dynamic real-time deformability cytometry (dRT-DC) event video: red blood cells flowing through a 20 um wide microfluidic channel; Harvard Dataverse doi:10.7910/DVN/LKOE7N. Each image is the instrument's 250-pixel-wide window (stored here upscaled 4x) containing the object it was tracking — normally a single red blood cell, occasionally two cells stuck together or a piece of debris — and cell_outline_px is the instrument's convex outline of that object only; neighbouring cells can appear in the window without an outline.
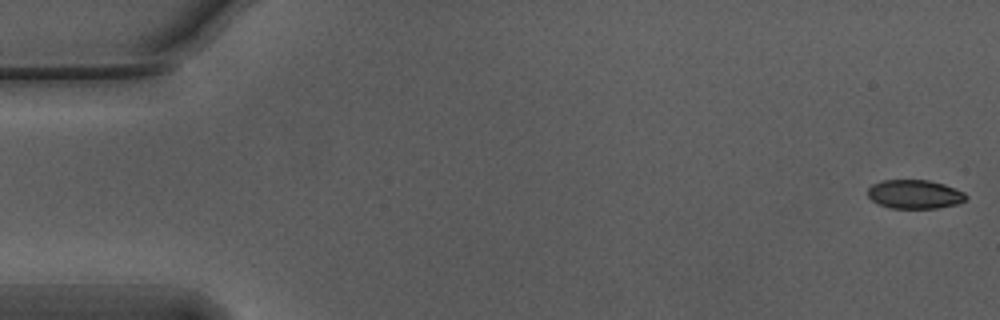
{"species": "Egyptian fruit bat (a non-hibernating species)", "species_latin": "Rousettus aegyptiacus", "temperature_condition": "warm", "stored_images_in_passage": 55, "camera_frame_rate_fps": 3000, "um_per_image_px": 0.085, "animal": {"sex": "male"}, "frame": {"image": 1, "passage_image": 1, "time_ms": 0.0, "image_size_px": [1000, 320], "cell_outline_px": [[968, 196], [964, 200], [956, 204], [936, 208], [892, 208], [880, 204], [872, 200], [868, 196], [868, 188], [872, 184], [880, 180], [928, 180], [944, 184], [964, 192]], "centroid_in_image_um": [77.73, 16.5], "position_along_channel_um": 7.3, "area_um2": 16.42}}
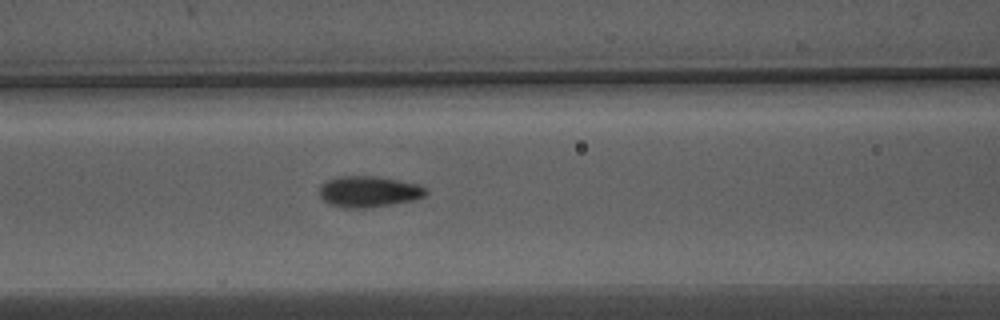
{"frame": {"image": 2, "passage_image": 23, "time_ms": 7.333, "image_size_px": [1000, 320], "cell_outline_px": [[428, 192], [424, 196], [412, 200], [372, 208], [344, 208], [328, 204], [320, 196], [320, 184], [328, 180], [344, 176], [376, 176], [416, 184], [428, 188]], "centroid_in_image_um": [31.33, 16.3], "position_along_channel_um": 135.3, "area_um2": 19.25}}
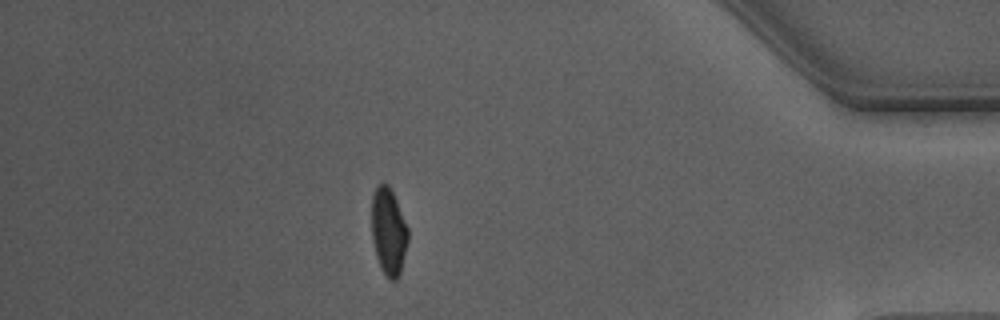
{"frame": {"image": 3, "passage_image": 48, "time_ms": 15.667, "image_size_px": [1000, 320], "cell_outline_px": [[408, 240], [400, 276], [396, 280], [392, 280], [380, 268], [376, 256], [372, 240], [372, 196], [376, 188], [380, 184], [388, 184], [396, 200], [408, 228]], "centroid_in_image_um": [33.03, 19.7], "position_along_channel_um": 402.2, "area_um2": 18.32}, "authors_computed_cell_mechanics": {"area_um2": 18.3226, "velocity_mm_per_s": 3.7604, "shape_relaxation_time_tau1_ms": 3.6314, "shape_relaxation_time_tau2_ms": 0.8672, "deformation_change_tau1": 0.1429, "deformation_change_tau2": 0.0619}}